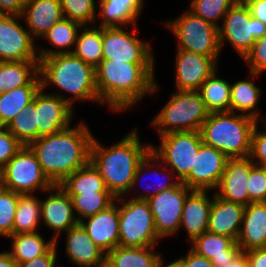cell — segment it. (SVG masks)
I'll return each mask as SVG.
<instances>
[{"label":"cell","instance_id":"6da1fadb","mask_svg":"<svg viewBox=\"0 0 266 267\" xmlns=\"http://www.w3.org/2000/svg\"><path fill=\"white\" fill-rule=\"evenodd\" d=\"M155 63H127L102 59L95 68L99 100L113 112L127 111L144 96L159 90Z\"/></svg>","mask_w":266,"mask_h":267},{"label":"cell","instance_id":"7a4b0ae2","mask_svg":"<svg viewBox=\"0 0 266 267\" xmlns=\"http://www.w3.org/2000/svg\"><path fill=\"white\" fill-rule=\"evenodd\" d=\"M83 122L79 125L41 136L29 147L35 153L44 174L55 185L86 166L94 135Z\"/></svg>","mask_w":266,"mask_h":267},{"label":"cell","instance_id":"3957f363","mask_svg":"<svg viewBox=\"0 0 266 267\" xmlns=\"http://www.w3.org/2000/svg\"><path fill=\"white\" fill-rule=\"evenodd\" d=\"M137 131L135 128L110 148L95 136L91 143L89 162L115 198L130 194L137 166L151 150V144H143Z\"/></svg>","mask_w":266,"mask_h":267},{"label":"cell","instance_id":"277c9868","mask_svg":"<svg viewBox=\"0 0 266 267\" xmlns=\"http://www.w3.org/2000/svg\"><path fill=\"white\" fill-rule=\"evenodd\" d=\"M39 75L43 89L54 84L63 92L74 95L68 98V104L73 108L75 100L102 104L96 89L95 68L72 53L41 58Z\"/></svg>","mask_w":266,"mask_h":267},{"label":"cell","instance_id":"5b68a950","mask_svg":"<svg viewBox=\"0 0 266 267\" xmlns=\"http://www.w3.org/2000/svg\"><path fill=\"white\" fill-rule=\"evenodd\" d=\"M255 119L231 111L209 113L199 130L202 142L228 158H247Z\"/></svg>","mask_w":266,"mask_h":267},{"label":"cell","instance_id":"8992f818","mask_svg":"<svg viewBox=\"0 0 266 267\" xmlns=\"http://www.w3.org/2000/svg\"><path fill=\"white\" fill-rule=\"evenodd\" d=\"M209 115L198 91H176L153 118L159 136L170 132L199 131Z\"/></svg>","mask_w":266,"mask_h":267},{"label":"cell","instance_id":"52a82bcc","mask_svg":"<svg viewBox=\"0 0 266 267\" xmlns=\"http://www.w3.org/2000/svg\"><path fill=\"white\" fill-rule=\"evenodd\" d=\"M178 40L177 49L212 57L217 63L221 54L219 28L205 21L191 10L180 17L163 22Z\"/></svg>","mask_w":266,"mask_h":267},{"label":"cell","instance_id":"ba28073f","mask_svg":"<svg viewBox=\"0 0 266 267\" xmlns=\"http://www.w3.org/2000/svg\"><path fill=\"white\" fill-rule=\"evenodd\" d=\"M119 197V245L123 247L156 246L162 240L147 200Z\"/></svg>","mask_w":266,"mask_h":267},{"label":"cell","instance_id":"9c48e42d","mask_svg":"<svg viewBox=\"0 0 266 267\" xmlns=\"http://www.w3.org/2000/svg\"><path fill=\"white\" fill-rule=\"evenodd\" d=\"M219 28L220 47L230 42L240 56L244 58L254 42L266 34V25L254 18L243 0H238L225 14Z\"/></svg>","mask_w":266,"mask_h":267},{"label":"cell","instance_id":"30bf717a","mask_svg":"<svg viewBox=\"0 0 266 267\" xmlns=\"http://www.w3.org/2000/svg\"><path fill=\"white\" fill-rule=\"evenodd\" d=\"M2 187L20 195L47 192L54 184L44 174L29 146L22 149L0 170Z\"/></svg>","mask_w":266,"mask_h":267},{"label":"cell","instance_id":"8fae6325","mask_svg":"<svg viewBox=\"0 0 266 267\" xmlns=\"http://www.w3.org/2000/svg\"><path fill=\"white\" fill-rule=\"evenodd\" d=\"M160 137V146L151 144V151L182 181L194 167L201 146L199 131L170 132Z\"/></svg>","mask_w":266,"mask_h":267},{"label":"cell","instance_id":"7c38bea8","mask_svg":"<svg viewBox=\"0 0 266 267\" xmlns=\"http://www.w3.org/2000/svg\"><path fill=\"white\" fill-rule=\"evenodd\" d=\"M129 33L120 26L102 27V59H111L127 63H155L150 42L137 37L138 28ZM137 28V29H136Z\"/></svg>","mask_w":266,"mask_h":267},{"label":"cell","instance_id":"4fadbf2b","mask_svg":"<svg viewBox=\"0 0 266 267\" xmlns=\"http://www.w3.org/2000/svg\"><path fill=\"white\" fill-rule=\"evenodd\" d=\"M191 189L183 182L149 198L151 212L158 236L163 239L174 236L180 229L185 198Z\"/></svg>","mask_w":266,"mask_h":267},{"label":"cell","instance_id":"5bb4252c","mask_svg":"<svg viewBox=\"0 0 266 267\" xmlns=\"http://www.w3.org/2000/svg\"><path fill=\"white\" fill-rule=\"evenodd\" d=\"M20 15L0 14V62L39 61L34 39Z\"/></svg>","mask_w":266,"mask_h":267},{"label":"cell","instance_id":"9a60e30c","mask_svg":"<svg viewBox=\"0 0 266 267\" xmlns=\"http://www.w3.org/2000/svg\"><path fill=\"white\" fill-rule=\"evenodd\" d=\"M41 87L35 95V118L38 138L50 135L70 126L74 113L68 97L60 91L44 92Z\"/></svg>","mask_w":266,"mask_h":267},{"label":"cell","instance_id":"2e32d148","mask_svg":"<svg viewBox=\"0 0 266 267\" xmlns=\"http://www.w3.org/2000/svg\"><path fill=\"white\" fill-rule=\"evenodd\" d=\"M229 158L221 151L201 144L190 173L181 181L191 190H216Z\"/></svg>","mask_w":266,"mask_h":267},{"label":"cell","instance_id":"e0dca14e","mask_svg":"<svg viewBox=\"0 0 266 267\" xmlns=\"http://www.w3.org/2000/svg\"><path fill=\"white\" fill-rule=\"evenodd\" d=\"M49 195L41 203V220L44 226L54 231L52 237L55 244L59 241V235L79 223L75 216L71 197L60 187L53 185L47 190Z\"/></svg>","mask_w":266,"mask_h":267},{"label":"cell","instance_id":"ac0fdd59","mask_svg":"<svg viewBox=\"0 0 266 267\" xmlns=\"http://www.w3.org/2000/svg\"><path fill=\"white\" fill-rule=\"evenodd\" d=\"M176 52L175 83L178 91H198L201 84L218 69L212 57L182 49Z\"/></svg>","mask_w":266,"mask_h":267},{"label":"cell","instance_id":"d6986e66","mask_svg":"<svg viewBox=\"0 0 266 267\" xmlns=\"http://www.w3.org/2000/svg\"><path fill=\"white\" fill-rule=\"evenodd\" d=\"M84 219L79 223L106 254L119 246V198L105 210Z\"/></svg>","mask_w":266,"mask_h":267},{"label":"cell","instance_id":"ffe728a7","mask_svg":"<svg viewBox=\"0 0 266 267\" xmlns=\"http://www.w3.org/2000/svg\"><path fill=\"white\" fill-rule=\"evenodd\" d=\"M253 165L249 157L229 158L215 194L223 200L247 206L249 204L248 177Z\"/></svg>","mask_w":266,"mask_h":267},{"label":"cell","instance_id":"44dd1931","mask_svg":"<svg viewBox=\"0 0 266 267\" xmlns=\"http://www.w3.org/2000/svg\"><path fill=\"white\" fill-rule=\"evenodd\" d=\"M66 254L73 265L79 267H103L106 253L89 237L80 223L65 232Z\"/></svg>","mask_w":266,"mask_h":267},{"label":"cell","instance_id":"7402d4cb","mask_svg":"<svg viewBox=\"0 0 266 267\" xmlns=\"http://www.w3.org/2000/svg\"><path fill=\"white\" fill-rule=\"evenodd\" d=\"M208 190H191L185 198L180 228L185 229L189 242L208 231L210 211L214 199Z\"/></svg>","mask_w":266,"mask_h":267},{"label":"cell","instance_id":"603a6c76","mask_svg":"<svg viewBox=\"0 0 266 267\" xmlns=\"http://www.w3.org/2000/svg\"><path fill=\"white\" fill-rule=\"evenodd\" d=\"M21 16L34 40L41 39L64 17L60 0H26Z\"/></svg>","mask_w":266,"mask_h":267},{"label":"cell","instance_id":"cb8c5ba5","mask_svg":"<svg viewBox=\"0 0 266 267\" xmlns=\"http://www.w3.org/2000/svg\"><path fill=\"white\" fill-rule=\"evenodd\" d=\"M236 243L243 252L266 247V202L245 206Z\"/></svg>","mask_w":266,"mask_h":267},{"label":"cell","instance_id":"d4e9b609","mask_svg":"<svg viewBox=\"0 0 266 267\" xmlns=\"http://www.w3.org/2000/svg\"><path fill=\"white\" fill-rule=\"evenodd\" d=\"M191 249L211 260L214 267H226L242 251L230 237L210 231L190 242Z\"/></svg>","mask_w":266,"mask_h":267},{"label":"cell","instance_id":"484cf974","mask_svg":"<svg viewBox=\"0 0 266 267\" xmlns=\"http://www.w3.org/2000/svg\"><path fill=\"white\" fill-rule=\"evenodd\" d=\"M245 206L219 198L214 193L208 231L238 239Z\"/></svg>","mask_w":266,"mask_h":267},{"label":"cell","instance_id":"4316f807","mask_svg":"<svg viewBox=\"0 0 266 267\" xmlns=\"http://www.w3.org/2000/svg\"><path fill=\"white\" fill-rule=\"evenodd\" d=\"M144 0H99L100 27L138 25Z\"/></svg>","mask_w":266,"mask_h":267},{"label":"cell","instance_id":"83f0119b","mask_svg":"<svg viewBox=\"0 0 266 267\" xmlns=\"http://www.w3.org/2000/svg\"><path fill=\"white\" fill-rule=\"evenodd\" d=\"M22 86H41L39 61L0 62V94Z\"/></svg>","mask_w":266,"mask_h":267},{"label":"cell","instance_id":"f1b7e54d","mask_svg":"<svg viewBox=\"0 0 266 267\" xmlns=\"http://www.w3.org/2000/svg\"><path fill=\"white\" fill-rule=\"evenodd\" d=\"M254 81L247 79L231 84L230 111L241 112V115L249 116L258 122H264L266 117L261 116L257 109L262 94L261 88L256 86Z\"/></svg>","mask_w":266,"mask_h":267},{"label":"cell","instance_id":"f546056e","mask_svg":"<svg viewBox=\"0 0 266 267\" xmlns=\"http://www.w3.org/2000/svg\"><path fill=\"white\" fill-rule=\"evenodd\" d=\"M159 254L155 246L123 247L117 246L106 254V267H156Z\"/></svg>","mask_w":266,"mask_h":267},{"label":"cell","instance_id":"4dcf8cb0","mask_svg":"<svg viewBox=\"0 0 266 267\" xmlns=\"http://www.w3.org/2000/svg\"><path fill=\"white\" fill-rule=\"evenodd\" d=\"M81 27L82 25L80 23L71 21L65 17L55 23L42 38L46 39L56 50L38 47V50H40L37 52L39 60L56 54L71 53V47H74Z\"/></svg>","mask_w":266,"mask_h":267},{"label":"cell","instance_id":"1f68e13d","mask_svg":"<svg viewBox=\"0 0 266 267\" xmlns=\"http://www.w3.org/2000/svg\"><path fill=\"white\" fill-rule=\"evenodd\" d=\"M12 250L8 251L18 263H25L45 254L54 244L53 238L45 241L39 232L12 234Z\"/></svg>","mask_w":266,"mask_h":267},{"label":"cell","instance_id":"d6a6232c","mask_svg":"<svg viewBox=\"0 0 266 267\" xmlns=\"http://www.w3.org/2000/svg\"><path fill=\"white\" fill-rule=\"evenodd\" d=\"M217 69L201 84L200 93L209 113L230 111L231 84L217 77Z\"/></svg>","mask_w":266,"mask_h":267},{"label":"cell","instance_id":"836d02e7","mask_svg":"<svg viewBox=\"0 0 266 267\" xmlns=\"http://www.w3.org/2000/svg\"><path fill=\"white\" fill-rule=\"evenodd\" d=\"M79 32L71 53L96 68L103 58L102 27L84 25Z\"/></svg>","mask_w":266,"mask_h":267},{"label":"cell","instance_id":"e575fe53","mask_svg":"<svg viewBox=\"0 0 266 267\" xmlns=\"http://www.w3.org/2000/svg\"><path fill=\"white\" fill-rule=\"evenodd\" d=\"M59 185L67 194L109 192L100 173L90 162L67 176Z\"/></svg>","mask_w":266,"mask_h":267},{"label":"cell","instance_id":"d590c367","mask_svg":"<svg viewBox=\"0 0 266 267\" xmlns=\"http://www.w3.org/2000/svg\"><path fill=\"white\" fill-rule=\"evenodd\" d=\"M42 86H22L0 94V126H8L30 104Z\"/></svg>","mask_w":266,"mask_h":267},{"label":"cell","instance_id":"8d00e7d4","mask_svg":"<svg viewBox=\"0 0 266 267\" xmlns=\"http://www.w3.org/2000/svg\"><path fill=\"white\" fill-rule=\"evenodd\" d=\"M154 167L155 168L158 167V169L160 168L163 171H161V170L157 171L156 169H153ZM150 169L151 170L153 169L154 171H156L155 174H158L157 175L158 177L161 176V174H160L161 172L162 173L163 172H168L167 174H170V175H168L170 177V178H168L169 181L168 182H166V181H162V182L160 181L159 182V181L156 180L155 183L156 182H159V183L158 184L157 183L156 184L153 183L154 184L153 186H156V187H154V189L152 191L147 189L148 193H145V194L143 193V194H140V195L137 194V196H133L132 199L148 200L149 198H151L152 196L156 195L159 192H163L165 190H168V189H171V188L175 187L180 182L178 180V178L176 177V175H174V173L170 169H168L163 164V162L150 150L147 153V155L142 159V161L137 166V169H136V172H135V175H134V178H133V182H132L130 191L133 190L135 188V186H137V184L140 182L139 180L142 179L141 177H144L143 174H145L146 172L149 173L148 171ZM164 169H166V170L164 171ZM149 191H151V192H149Z\"/></svg>","mask_w":266,"mask_h":267},{"label":"cell","instance_id":"74e56055","mask_svg":"<svg viewBox=\"0 0 266 267\" xmlns=\"http://www.w3.org/2000/svg\"><path fill=\"white\" fill-rule=\"evenodd\" d=\"M41 203L34 194L19 195L14 217L13 234L38 232Z\"/></svg>","mask_w":266,"mask_h":267},{"label":"cell","instance_id":"f35d334b","mask_svg":"<svg viewBox=\"0 0 266 267\" xmlns=\"http://www.w3.org/2000/svg\"><path fill=\"white\" fill-rule=\"evenodd\" d=\"M71 197L74 212L78 221L105 210L114 201L110 192H94L82 194H68Z\"/></svg>","mask_w":266,"mask_h":267},{"label":"cell","instance_id":"ab89813d","mask_svg":"<svg viewBox=\"0 0 266 267\" xmlns=\"http://www.w3.org/2000/svg\"><path fill=\"white\" fill-rule=\"evenodd\" d=\"M7 129L24 145L29 146L38 139V128L35 118V97L10 122Z\"/></svg>","mask_w":266,"mask_h":267},{"label":"cell","instance_id":"60d3db41","mask_svg":"<svg viewBox=\"0 0 266 267\" xmlns=\"http://www.w3.org/2000/svg\"><path fill=\"white\" fill-rule=\"evenodd\" d=\"M238 0H192L189 10L205 21L219 27L227 11Z\"/></svg>","mask_w":266,"mask_h":267},{"label":"cell","instance_id":"b9f144b4","mask_svg":"<svg viewBox=\"0 0 266 267\" xmlns=\"http://www.w3.org/2000/svg\"><path fill=\"white\" fill-rule=\"evenodd\" d=\"M63 16L84 25L96 24L97 6L95 0H60Z\"/></svg>","mask_w":266,"mask_h":267},{"label":"cell","instance_id":"7bdbcfd3","mask_svg":"<svg viewBox=\"0 0 266 267\" xmlns=\"http://www.w3.org/2000/svg\"><path fill=\"white\" fill-rule=\"evenodd\" d=\"M19 195L3 187L0 188V236L8 238L13 234Z\"/></svg>","mask_w":266,"mask_h":267},{"label":"cell","instance_id":"ee69618b","mask_svg":"<svg viewBox=\"0 0 266 267\" xmlns=\"http://www.w3.org/2000/svg\"><path fill=\"white\" fill-rule=\"evenodd\" d=\"M243 60L250 67L248 72L252 80L266 72V34L254 42Z\"/></svg>","mask_w":266,"mask_h":267},{"label":"cell","instance_id":"f6af8a7d","mask_svg":"<svg viewBox=\"0 0 266 267\" xmlns=\"http://www.w3.org/2000/svg\"><path fill=\"white\" fill-rule=\"evenodd\" d=\"M247 190L249 204L251 202H266V167L253 165L251 167Z\"/></svg>","mask_w":266,"mask_h":267},{"label":"cell","instance_id":"bcb514c9","mask_svg":"<svg viewBox=\"0 0 266 267\" xmlns=\"http://www.w3.org/2000/svg\"><path fill=\"white\" fill-rule=\"evenodd\" d=\"M260 124H263V126H259ZM259 127L264 128L259 131ZM249 158L255 165L266 167V121L258 122L252 131Z\"/></svg>","mask_w":266,"mask_h":267},{"label":"cell","instance_id":"7dc6e473","mask_svg":"<svg viewBox=\"0 0 266 267\" xmlns=\"http://www.w3.org/2000/svg\"><path fill=\"white\" fill-rule=\"evenodd\" d=\"M24 145L7 129L0 126V170L22 149Z\"/></svg>","mask_w":266,"mask_h":267},{"label":"cell","instance_id":"c3c4849f","mask_svg":"<svg viewBox=\"0 0 266 267\" xmlns=\"http://www.w3.org/2000/svg\"><path fill=\"white\" fill-rule=\"evenodd\" d=\"M57 246L58 243L54 244L45 254L25 263H18L16 267H59L56 261Z\"/></svg>","mask_w":266,"mask_h":267},{"label":"cell","instance_id":"681fc988","mask_svg":"<svg viewBox=\"0 0 266 267\" xmlns=\"http://www.w3.org/2000/svg\"><path fill=\"white\" fill-rule=\"evenodd\" d=\"M180 259L183 261V267H214L210 259L197 254L191 248L186 256H182Z\"/></svg>","mask_w":266,"mask_h":267},{"label":"cell","instance_id":"f907efd6","mask_svg":"<svg viewBox=\"0 0 266 267\" xmlns=\"http://www.w3.org/2000/svg\"><path fill=\"white\" fill-rule=\"evenodd\" d=\"M26 0H0V14L22 15Z\"/></svg>","mask_w":266,"mask_h":267},{"label":"cell","instance_id":"816d5d0a","mask_svg":"<svg viewBox=\"0 0 266 267\" xmlns=\"http://www.w3.org/2000/svg\"><path fill=\"white\" fill-rule=\"evenodd\" d=\"M249 267H266V247L245 252Z\"/></svg>","mask_w":266,"mask_h":267},{"label":"cell","instance_id":"f5cc1de1","mask_svg":"<svg viewBox=\"0 0 266 267\" xmlns=\"http://www.w3.org/2000/svg\"><path fill=\"white\" fill-rule=\"evenodd\" d=\"M254 18L266 25V0H243Z\"/></svg>","mask_w":266,"mask_h":267},{"label":"cell","instance_id":"db71d44e","mask_svg":"<svg viewBox=\"0 0 266 267\" xmlns=\"http://www.w3.org/2000/svg\"><path fill=\"white\" fill-rule=\"evenodd\" d=\"M16 261L12 258L10 253L7 251L0 252V267H16Z\"/></svg>","mask_w":266,"mask_h":267},{"label":"cell","instance_id":"11a10c76","mask_svg":"<svg viewBox=\"0 0 266 267\" xmlns=\"http://www.w3.org/2000/svg\"><path fill=\"white\" fill-rule=\"evenodd\" d=\"M226 267H249L245 252L241 251Z\"/></svg>","mask_w":266,"mask_h":267},{"label":"cell","instance_id":"9f6ffc18","mask_svg":"<svg viewBox=\"0 0 266 267\" xmlns=\"http://www.w3.org/2000/svg\"><path fill=\"white\" fill-rule=\"evenodd\" d=\"M164 264L165 263H163V258L160 255L156 267H183V261L180 258H178V259L170 262L169 264H166L165 266H163Z\"/></svg>","mask_w":266,"mask_h":267},{"label":"cell","instance_id":"6f0895ef","mask_svg":"<svg viewBox=\"0 0 266 267\" xmlns=\"http://www.w3.org/2000/svg\"><path fill=\"white\" fill-rule=\"evenodd\" d=\"M2 187L1 174H0V188Z\"/></svg>","mask_w":266,"mask_h":267}]
</instances>
